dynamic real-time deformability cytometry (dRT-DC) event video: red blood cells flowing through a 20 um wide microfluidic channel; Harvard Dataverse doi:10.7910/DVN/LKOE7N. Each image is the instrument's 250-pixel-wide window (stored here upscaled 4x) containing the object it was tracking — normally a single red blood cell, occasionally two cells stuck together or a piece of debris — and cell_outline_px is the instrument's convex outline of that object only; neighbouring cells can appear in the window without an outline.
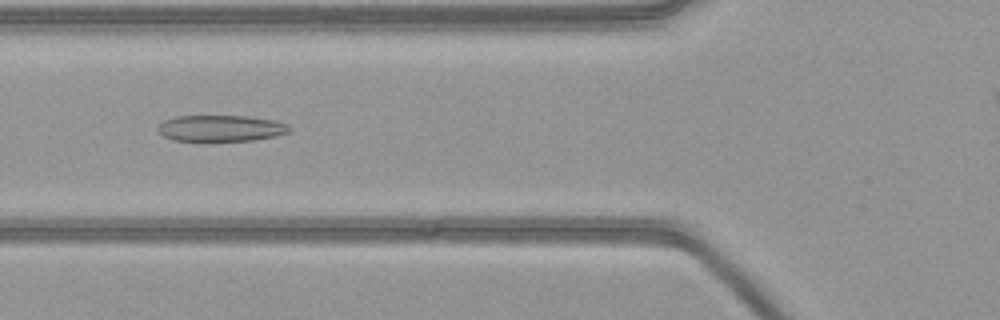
{"species": "common noctule bat (a hibernating species)", "species_latin": "Nyctalus noctula", "temperature_condition": "warm", "stored_images_in_passage": 48, "camera_frame_rate_fps": 3000, "um_per_image_px": 0.085, "animal": {"sex": "female", "body_mass_g": 21.9}, "frame": {"image": 1, "passage_image": 19, "time_ms": 6.0, "image_size_px": [1000, 320], "cell_outline_px": [[292, 128], [288, 132], [276, 136], [256, 140], [208, 144], [172, 140], [164, 136], [156, 128], [164, 120], [176, 116], [248, 116], [276, 120], [288, 124]], "centroid_in_image_um": [18.77, 10.95], "position_along_channel_um": 107.0, "area_um2": 21.27}}
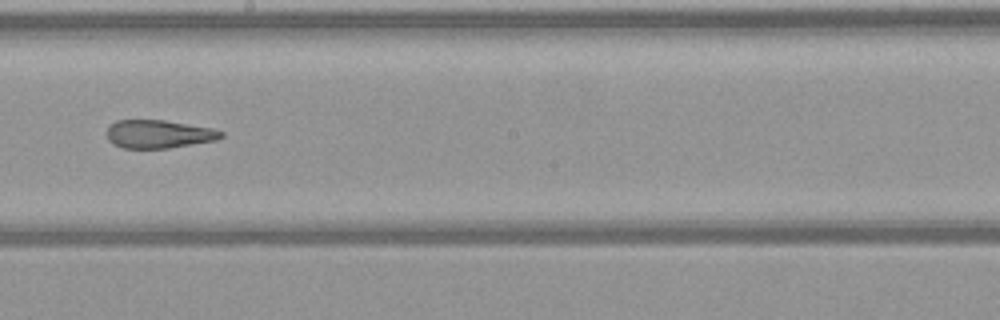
{"frame": {"image": 2, "passage_image": 29, "time_ms": 9.333, "image_size_px": [1000, 320], "cell_outline_px": [[224, 136], [216, 140], [168, 148], [120, 148], [112, 144], [108, 140], [108, 128], [116, 120], [164, 120], [212, 128], [224, 132]], "centroid_in_image_um": [13.49, 11.4], "position_along_channel_um": 234.7, "area_um2": 18.73}}
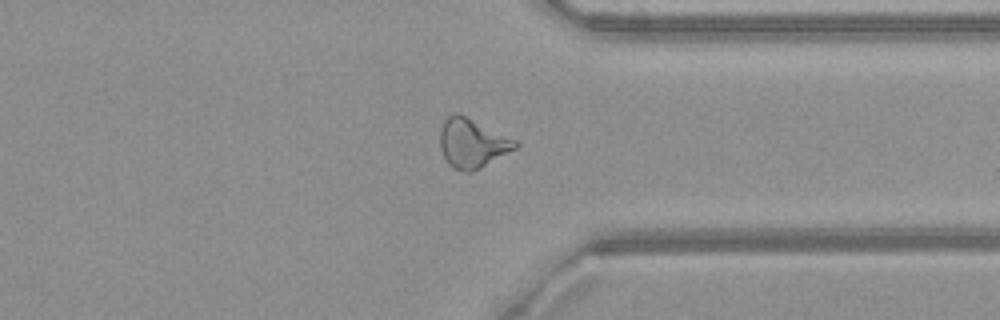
{"frame": {"image": 3, "passage_image": 40, "time_ms": 13.0, "image_size_px": [1000, 320], "cell_outline_px": [[520, 144], [516, 148], [480, 168], [472, 172], [464, 172], [452, 168], [448, 164], [440, 148], [440, 132], [444, 120], [448, 116], [456, 112], [516, 140]], "centroid_in_image_um": [40.12, 12.19], "position_along_channel_um": 371.3, "area_um2": 21.27}}